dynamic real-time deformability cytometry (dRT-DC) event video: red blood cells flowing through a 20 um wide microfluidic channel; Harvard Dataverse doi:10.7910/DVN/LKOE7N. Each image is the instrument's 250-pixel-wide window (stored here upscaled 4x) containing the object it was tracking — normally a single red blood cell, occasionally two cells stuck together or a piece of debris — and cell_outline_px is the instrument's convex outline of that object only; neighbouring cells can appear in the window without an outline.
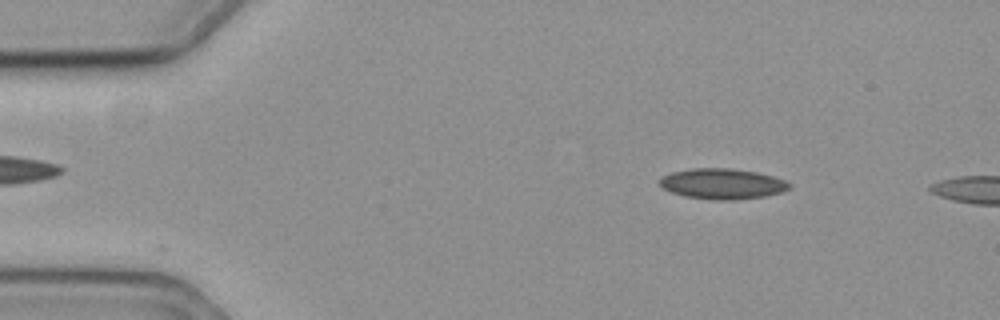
{"species": "common noctule bat (a hibernating species)", "species_latin": "Nyctalus noctula", "temperature_condition": "cold", "stored_images_in_passage": 35, "camera_frame_rate_fps": 3000, "um_per_image_px": 0.085, "animal": {"sex": "female", "body_mass_g": 19.3, "forearm_length_mm": 54.1}, "frame": {"image": 1, "passage_image": 1, "time_ms": 0.0, "image_size_px": [1000, 320], "cell_outline_px": [[792, 188], [780, 192], [764, 196], [732, 200], [712, 200], [684, 196], [672, 192], [664, 188], [660, 184], [660, 180], [664, 176], [672, 172], [688, 168], [728, 168], [756, 172], [788, 180], [792, 184]], "centroid_in_image_um": [61.44, 15.62], "position_along_channel_um": 23.6, "area_um2": 23.06}}
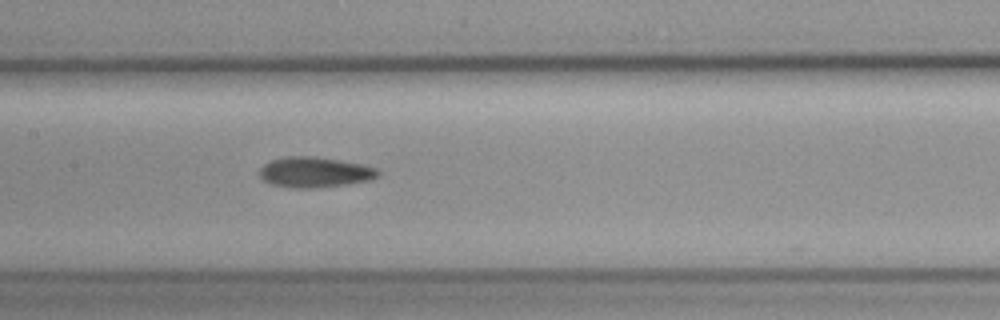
{"frame": {"image": 2, "passage_image": 9, "time_ms": 2.667, "image_size_px": [1000, 320], "cell_outline_px": [[380, 176], [372, 180], [348, 184], [316, 188], [292, 188], [272, 184], [264, 180], [260, 176], [260, 168], [264, 164], [272, 160], [288, 156], [316, 156], [364, 164], [376, 168], [380, 172]], "centroid_in_image_um": [26.81, 14.64], "position_along_channel_um": 180.6, "area_um2": 21.21}}
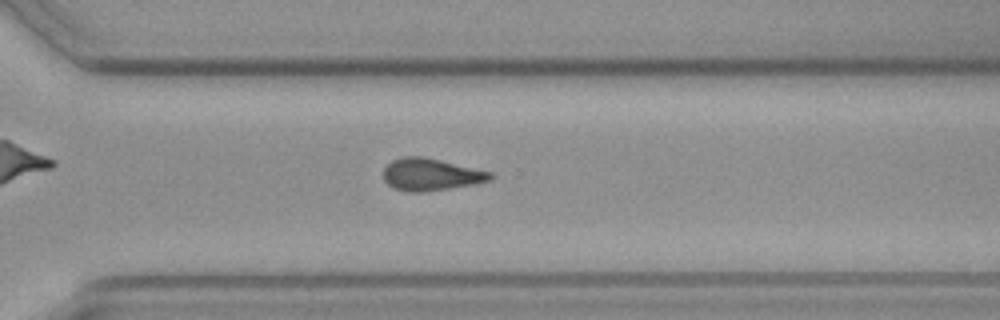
{"frame": {"image": 3, "passage_image": 22, "time_ms": 7.0, "image_size_px": [1000, 320], "cell_outline_px": [[496, 176], [492, 180], [476, 184], [424, 192], [408, 192], [392, 188], [384, 180], [384, 168], [392, 160], [404, 156], [420, 156], [440, 160], [492, 172]], "centroid_in_image_um": [36.65, 14.84], "position_along_channel_um": 334.0, "area_um2": 20.17}, "authors_computed_cell_mechanics": {"area_um2": 20.1722, "velocity_mm_per_s": 3.5502, "shape_relaxation_time_tau1_ms": null, "shape_relaxation_time_tau2_ms": 5.7283, "deformation_change_tau1": null, "deformation_change_tau2": 0.1478}}